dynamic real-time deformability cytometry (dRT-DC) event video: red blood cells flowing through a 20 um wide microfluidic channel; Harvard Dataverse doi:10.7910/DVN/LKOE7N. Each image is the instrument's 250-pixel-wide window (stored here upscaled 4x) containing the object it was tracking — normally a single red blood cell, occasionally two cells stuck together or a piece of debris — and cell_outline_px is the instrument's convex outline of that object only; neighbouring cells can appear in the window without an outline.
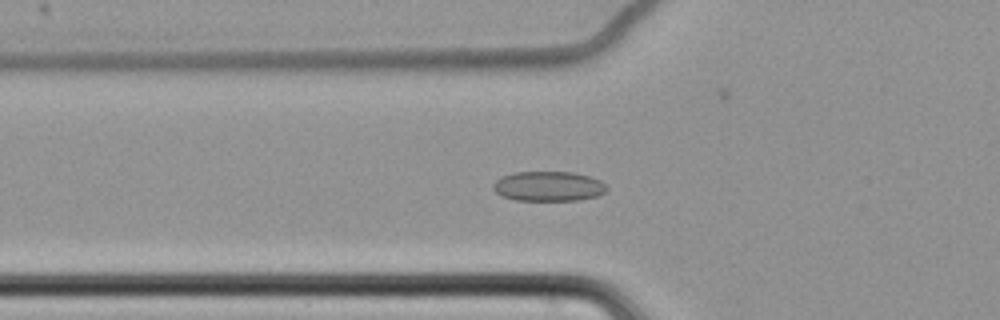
{"species": "common noctule bat (a hibernating species)", "species_latin": "Nyctalus noctula", "temperature_condition": "cold", "stored_images_in_passage": 65, "camera_frame_rate_fps": 3000, "um_per_image_px": 0.085, "animal": {"sex": "female", "body_mass_g": 22.7, "forearm_length_mm": 54.2}, "frame": {"image": 1, "passage_image": 26, "time_ms": 8.333, "image_size_px": [1000, 320], "cell_outline_px": [[608, 188], [604, 192], [596, 196], [580, 200], [516, 200], [500, 196], [492, 188], [492, 184], [496, 180], [504, 176], [516, 172], [572, 172], [588, 176], [600, 180]], "centroid_in_image_um": [46.6, 15.84], "position_along_channel_um": 79.2, "area_um2": 19.65}}
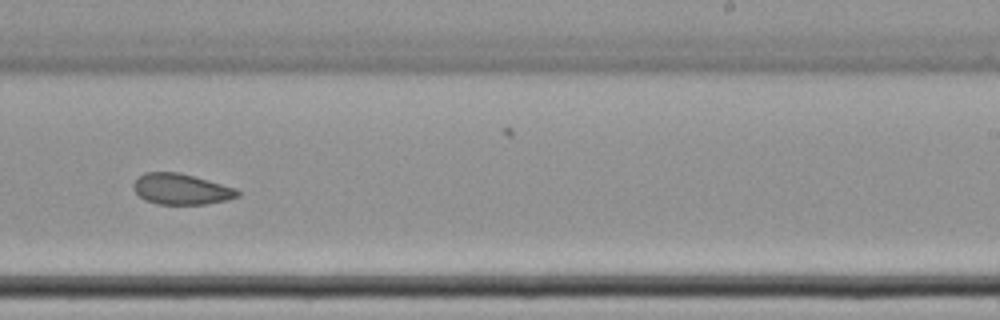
{"frame": {"image": 2, "passage_image": 43, "time_ms": 14.0, "image_size_px": [1000, 320], "cell_outline_px": [[240, 196], [228, 200], [204, 204], [156, 204], [144, 200], [132, 188], [132, 184], [144, 172], [180, 172], [236, 188], [240, 192]], "centroid_in_image_um": [15.4, 16.08], "position_along_channel_um": 273.6, "area_um2": 18.79}}
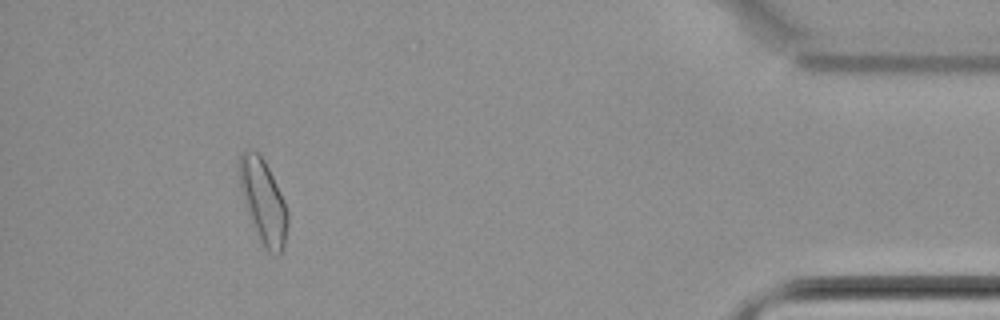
{"frame": {"image": 3, "passage_image": 60, "time_ms": 19.667, "image_size_px": [1000, 320], "cell_outline_px": [[288, 224], [284, 244], [280, 252], [276, 256], [268, 252], [260, 240], [252, 224], [244, 204], [240, 188], [236, 164], [244, 148], [248, 148], [256, 152], [264, 160], [284, 200], [288, 212]], "centroid_in_image_um": [22.34, 17.08], "position_along_channel_um": 412.9, "area_um2": 23.76}, "authors_computed_cell_mechanics": {"area_um2": 20.808, "velocity_mm_per_s": 3.4515, "shape_relaxation_time_tau1_ms": null, "shape_relaxation_time_tau2_ms": 3.0891, "deformation_change_tau1": null, "deformation_change_tau2": 0.0759}}